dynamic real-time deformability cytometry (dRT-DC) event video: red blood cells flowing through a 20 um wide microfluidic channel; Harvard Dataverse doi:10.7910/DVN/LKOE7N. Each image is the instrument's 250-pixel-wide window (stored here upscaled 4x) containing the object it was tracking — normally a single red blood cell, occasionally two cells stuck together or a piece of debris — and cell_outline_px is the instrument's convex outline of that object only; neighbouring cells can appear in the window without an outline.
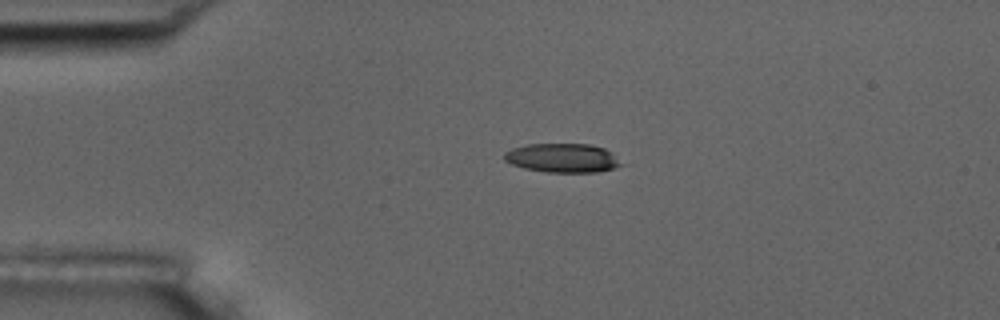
{"species": "common noctule bat (a hibernating species)", "species_latin": "Nyctalus noctula", "temperature_condition": "room temperature", "stored_images_in_passage": 2, "camera_frame_rate_fps": 3000, "um_per_image_px": 0.085, "animal": {"sex": "male", "body_mass_g": 17.5, "forearm_length_mm": 52.3}, "frame": {"image": 1, "passage_image": 1, "time_ms": 0.0, "image_size_px": [1000, 320], "cell_outline_px": [[628, 164], [596, 172], [548, 172], [524, 168], [512, 164], [504, 160], [504, 152], [512, 148], [528, 144], [588, 144], [604, 148], [612, 152]], "centroid_in_image_um": [47.87, 13.42], "position_along_channel_um": 37.1, "area_um2": 19.94}}